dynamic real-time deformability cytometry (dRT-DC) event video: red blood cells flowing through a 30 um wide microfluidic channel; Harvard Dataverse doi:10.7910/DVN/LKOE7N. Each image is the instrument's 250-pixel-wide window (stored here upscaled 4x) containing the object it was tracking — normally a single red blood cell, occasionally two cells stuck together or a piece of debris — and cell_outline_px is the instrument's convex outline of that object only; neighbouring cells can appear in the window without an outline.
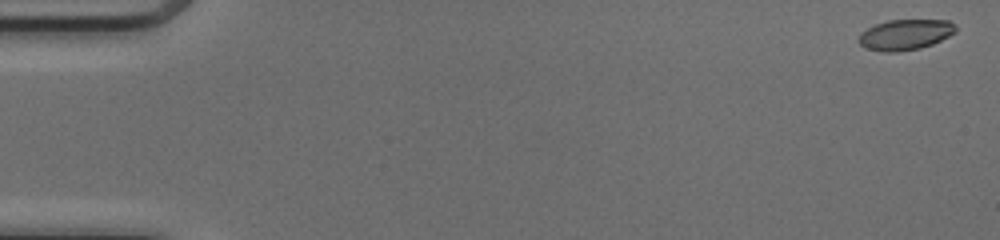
{"species": "common noctule bat (a hibernating species)", "species_latin": "Nyctalus noctula", "temperature_condition": "cold", "stored_images_in_passage": 50, "camera_frame_rate_fps": 3000, "um_per_image_px": 0.085, "animal": {"sex": "female", "body_mass_g": 17.0, "forearm_length_mm": 48.0}, "frame": {"image": 1, "passage_image": 1, "time_ms": 0.0, "image_size_px": [1000, 240], "cell_outline_px": [[956, 32], [932, 44], [920, 48], [896, 52], [884, 52], [864, 48], [856, 40], [860, 32], [876, 24], [888, 20], [948, 20], [956, 24]], "centroid_in_image_um": [76.91, 2.94], "position_along_channel_um": 8.1, "area_um2": 17.4}}
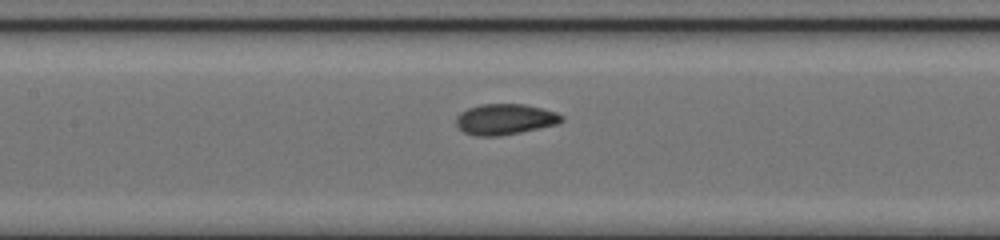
{"frame": {"image": 2, "passage_image": 24, "time_ms": 7.667, "image_size_px": [1000, 240], "cell_outline_px": [[564, 120], [560, 124], [500, 136], [476, 136], [464, 132], [456, 124], [456, 116], [460, 112], [468, 108], [480, 104], [524, 104], [556, 112], [564, 116]], "centroid_in_image_um": [42.94, 10.14], "position_along_channel_um": 164.5, "area_um2": 19.02}}
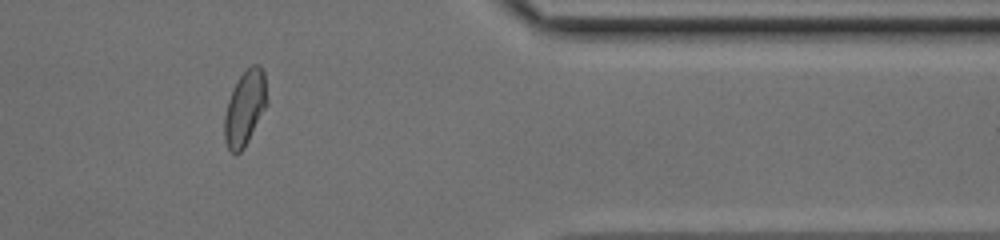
{"frame": {"image": 3, "passage_image": 42, "time_ms": 13.667, "image_size_px": [1000, 240], "cell_outline_px": [[268, 104], [244, 148], [236, 156], [228, 148], [224, 140], [224, 116], [228, 100], [232, 88], [240, 76], [252, 64], [260, 64], [264, 72], [268, 100]], "centroid_in_image_um": [20.82, 9.18], "position_along_channel_um": 390.6, "area_um2": 18.79}, "authors_computed_cell_mechanics": {"area_um2": 18.6116, "velocity_mm_per_s": 4.1212, "shape_relaxation_time_tau1_ms": 4.5277, "shape_relaxation_time_tau2_ms": 0.7585, "deformation_change_tau1": 0.1448, "deformation_change_tau2": 0.0501}}